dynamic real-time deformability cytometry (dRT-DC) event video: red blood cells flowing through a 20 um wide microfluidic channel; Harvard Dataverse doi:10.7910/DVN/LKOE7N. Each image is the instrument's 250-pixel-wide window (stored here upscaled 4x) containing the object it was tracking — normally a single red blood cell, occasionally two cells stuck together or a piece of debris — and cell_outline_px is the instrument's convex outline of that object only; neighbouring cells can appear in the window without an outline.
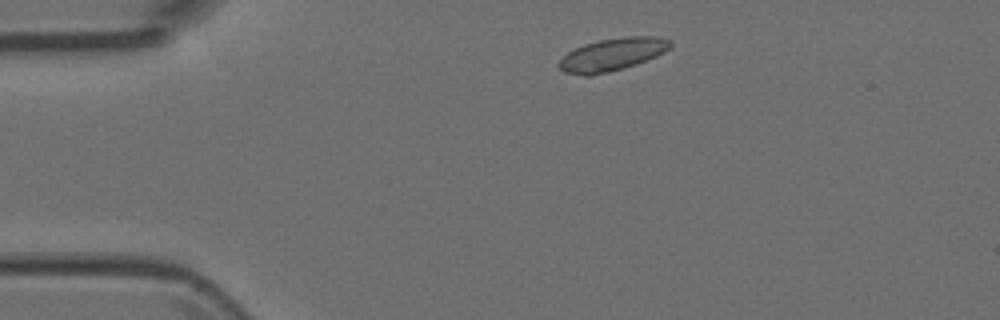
{"species": "Egyptian fruit bat (a non-hibernating species)", "species_latin": "Rousettus aegyptiacus", "temperature_condition": "room temperature", "stored_images_in_passage": 4, "camera_frame_rate_fps": 3000, "um_per_image_px": 0.085, "animal": {"sex": "female"}, "frame": {"image": 1, "passage_image": 1, "time_ms": 0.0, "image_size_px": [1000, 320], "cell_outline_px": [[672, 48], [656, 56], [636, 64], [624, 68], [592, 76], [584, 76], [564, 72], [556, 64], [568, 52], [584, 44], [600, 40], [624, 36], [660, 36], [672, 40]], "centroid_in_image_um": [52.08, 4.63], "position_along_channel_um": 32.9, "area_um2": 21.39}}
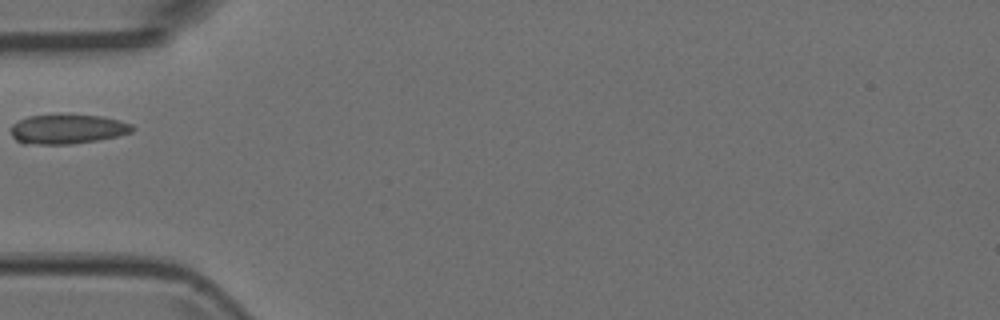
{"frame": {"image": 2, "passage_image": 3, "time_ms": 0.667, "image_size_px": [1000, 320], "cell_outline_px": [[136, 128], [132, 132], [116, 136], [96, 140], [68, 144], [24, 144], [16, 140], [12, 136], [12, 124], [28, 116], [104, 116], [132, 124]], "centroid_in_image_um": [5.75, 10.99], "position_along_channel_um": 79.3, "area_um2": 20.4}}
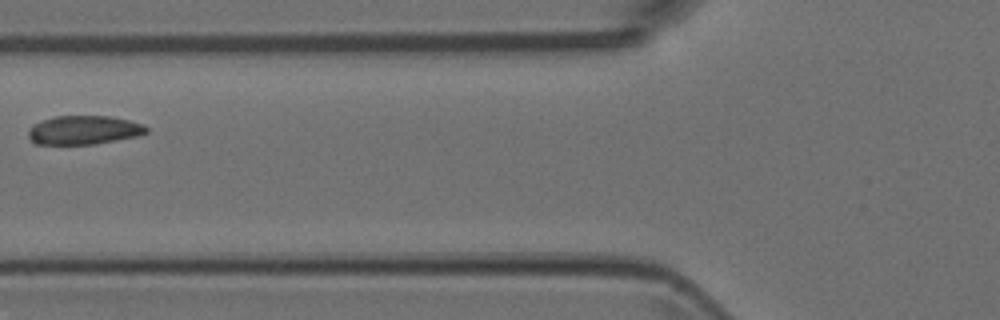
{"frame": {"image": 3, "passage_image": 4, "time_ms": 1.0, "image_size_px": [1000, 320], "cell_outline_px": [[148, 132], [140, 136], [92, 144], [36, 144], [28, 136], [28, 128], [32, 124], [56, 116], [108, 116], [128, 120], [144, 124], [148, 128]], "centroid_in_image_um": [7.14, 11.05], "position_along_channel_um": 118.7, "area_um2": 19.83}}